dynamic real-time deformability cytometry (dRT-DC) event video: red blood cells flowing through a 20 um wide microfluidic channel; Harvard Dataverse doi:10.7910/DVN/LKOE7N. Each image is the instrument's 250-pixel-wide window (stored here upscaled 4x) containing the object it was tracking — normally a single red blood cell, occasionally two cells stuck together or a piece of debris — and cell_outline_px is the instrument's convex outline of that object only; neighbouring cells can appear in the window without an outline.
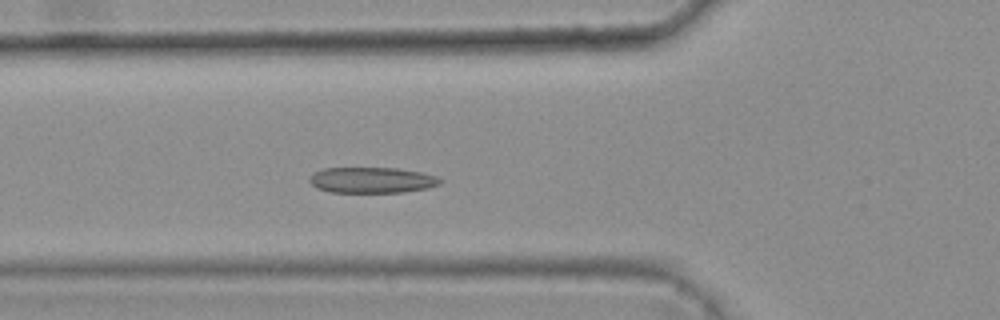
{"species": "common noctule bat (a hibernating species)", "species_latin": "Nyctalus noctula", "temperature_condition": "warm", "stored_images_in_passage": 38, "camera_frame_rate_fps": 3000, "um_per_image_px": 0.085, "animal": {"sex": "female", "body_mass_g": 25.1}, "frame": {"image": 1, "passage_image": 16, "time_ms": 5.0, "image_size_px": [1000, 320], "cell_outline_px": [[444, 180], [440, 184], [428, 188], [404, 192], [328, 192], [316, 188], [308, 180], [312, 172], [324, 168], [396, 168], [420, 172], [440, 176]], "centroid_in_image_um": [31.62, 15.31], "position_along_channel_um": 94.2, "area_um2": 19.88}}
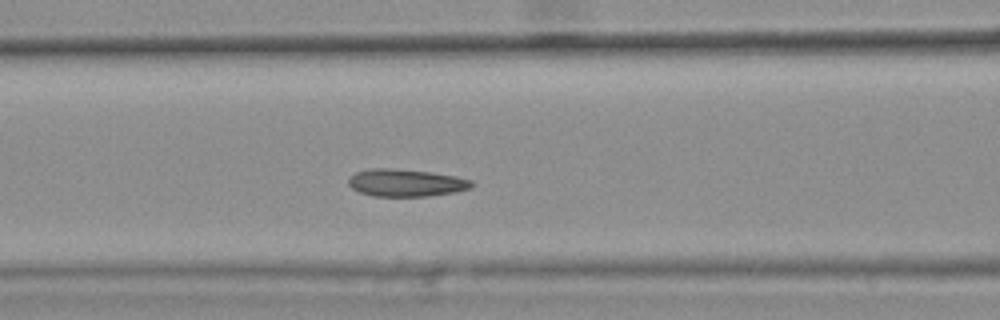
{"frame": {"image": 2, "passage_image": 19, "time_ms": 6.0, "image_size_px": [1000, 320], "cell_outline_px": [[472, 184], [468, 188], [456, 192], [428, 196], [372, 196], [360, 192], [352, 188], [348, 184], [348, 176], [356, 172], [368, 168], [392, 168], [432, 172], [456, 176], [472, 180]], "centroid_in_image_um": [34.46, 15.53], "position_along_channel_um": 132.1, "area_um2": 19.77}}
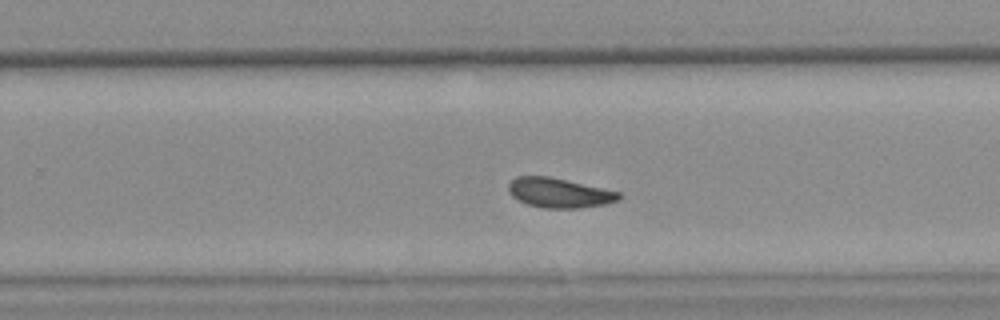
{"frame": {"image": 3, "passage_image": 31, "time_ms": 10.0, "image_size_px": [1000, 320], "cell_outline_px": [[620, 196], [616, 200], [604, 204], [580, 208], [544, 208], [528, 204], [512, 196], [508, 188], [508, 184], [516, 176], [548, 176], [620, 192]], "centroid_in_image_um": [47.5, 16.39], "position_along_channel_um": 282.3, "area_um2": 18.73}, "authors_computed_cell_mechanics": {"area_um2": 19.7387, "velocity_mm_per_s": 3.7703, "shape_relaxation_time_tau1_ms": 2.4881, "shape_relaxation_time_tau2_ms": 1.2876, "deformation_change_tau1": 0.0945, "deformation_change_tau2": 0.0715}}